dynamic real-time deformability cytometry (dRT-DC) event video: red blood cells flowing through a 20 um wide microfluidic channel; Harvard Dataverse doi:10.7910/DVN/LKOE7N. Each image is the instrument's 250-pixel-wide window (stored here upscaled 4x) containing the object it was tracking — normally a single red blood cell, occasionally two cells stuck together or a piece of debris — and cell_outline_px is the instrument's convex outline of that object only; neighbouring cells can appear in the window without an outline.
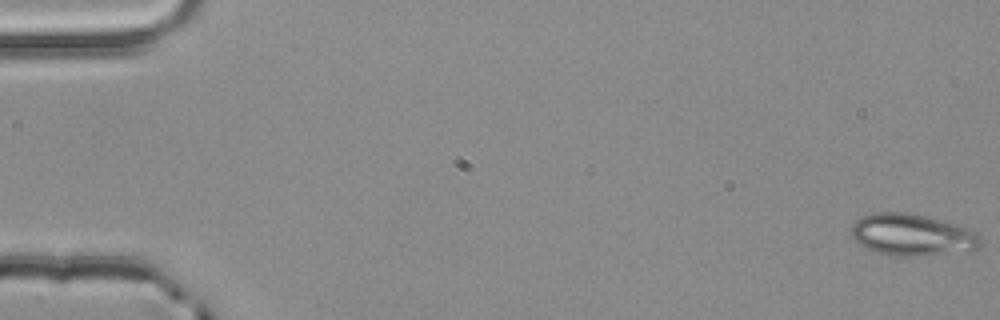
{"species": "common noctule bat (a hibernating species)", "species_latin": "Nyctalus noctula", "temperature_condition": "room temperature", "stored_images_in_passage": 3, "camera_frame_rate_fps": 3000, "um_per_image_px": 0.085, "animal": {"sex": "male", "body_mass_g": 20.4}, "frame": {"image": 1, "passage_image": 1, "time_ms": 0.0, "image_size_px": [1000, 320], "cell_outline_px": [[980, 248], [976, 252], [916, 256], [888, 256], [876, 252], [860, 244], [852, 236], [852, 224], [860, 216], [876, 212], [904, 212], [924, 216], [940, 220], [968, 228], [976, 232], [980, 236]], "centroid_in_image_um": [77.58, 19.99], "position_along_channel_um": 7.4, "area_um2": 31.85}}